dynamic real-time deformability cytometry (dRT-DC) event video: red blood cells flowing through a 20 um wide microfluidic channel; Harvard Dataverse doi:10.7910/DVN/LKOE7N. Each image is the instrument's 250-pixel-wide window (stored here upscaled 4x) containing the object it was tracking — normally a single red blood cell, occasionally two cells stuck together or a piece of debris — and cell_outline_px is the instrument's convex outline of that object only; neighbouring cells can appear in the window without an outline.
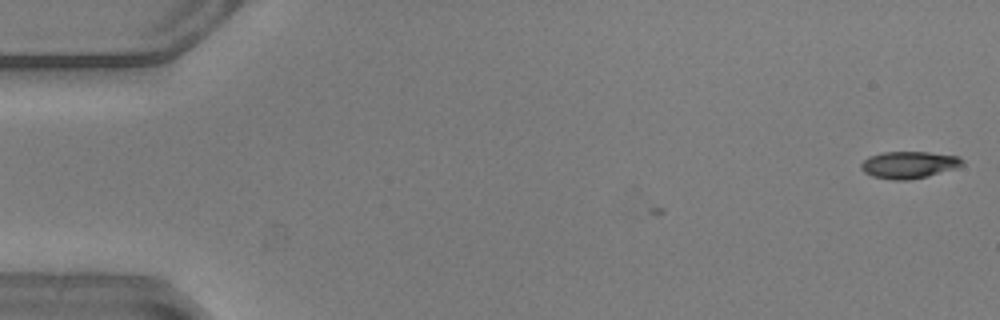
{"species": "common noctule bat (a hibernating species)", "species_latin": "Nyctalus noctula", "temperature_condition": "warm", "stored_images_in_passage": 3, "camera_frame_rate_fps": 3000, "um_per_image_px": 0.085, "animal": {"sex": "male", "body_mass_g": 20.5, "forearm_length_mm": 52.5}, "frame": {"image": 1, "passage_image": 3, "time_ms": 0.667, "image_size_px": [1000, 320], "cell_outline_px": [[964, 164], [956, 168], [928, 176], [908, 180], [892, 180], [872, 176], [864, 172], [860, 168], [860, 164], [868, 156], [884, 152], [928, 152], [960, 156], [964, 160]], "centroid_in_image_um": [77.26, 14.01], "position_along_channel_um": 7.7, "area_um2": 16.07}}